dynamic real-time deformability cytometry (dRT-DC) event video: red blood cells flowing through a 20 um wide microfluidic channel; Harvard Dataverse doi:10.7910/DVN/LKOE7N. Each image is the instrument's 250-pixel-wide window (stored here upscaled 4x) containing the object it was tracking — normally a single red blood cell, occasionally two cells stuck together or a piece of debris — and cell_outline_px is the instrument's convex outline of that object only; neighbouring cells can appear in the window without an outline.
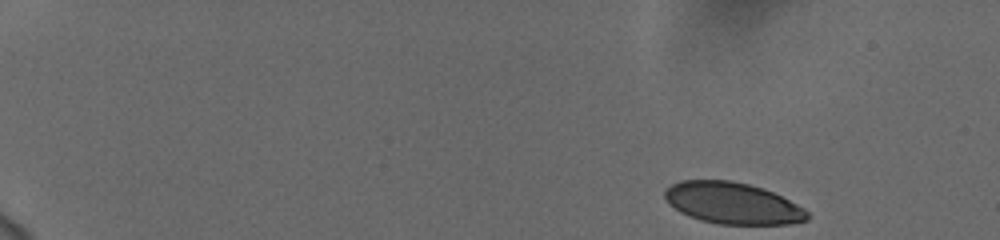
{"species": "human", "species_latin": "Homo sapiens", "temperature_condition": "cold", "stored_images_in_passage": 51, "camera_frame_rate_fps": 3000, "um_per_image_px": 0.085, "donor": {"sex": "female"}, "frame": {"image": 1, "passage_image": 1, "time_ms": 0.0, "image_size_px": [1000, 240], "cell_outline_px": [[808, 220], [788, 224], [716, 224], [700, 220], [688, 216], [680, 212], [664, 196], [664, 192], [672, 184], [680, 180], [732, 180], [764, 188], [804, 208], [808, 212]], "centroid_in_image_um": [62.27, 17.27], "position_along_channel_um": 22.7, "area_um2": 34.28}}
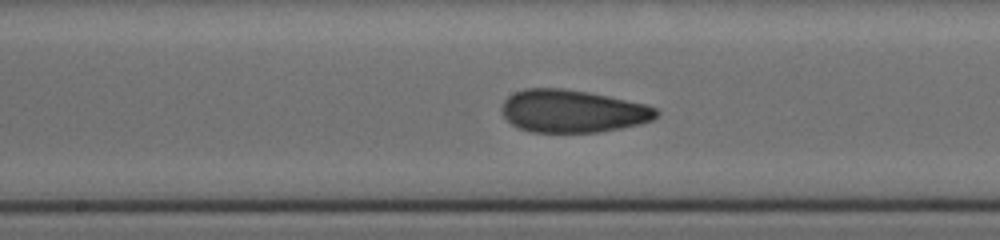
{"frame": {"image": 2, "passage_image": 27, "time_ms": 8.667, "image_size_px": [1000, 240], "cell_outline_px": [[660, 112], [652, 120], [640, 124], [600, 132], [532, 132], [520, 128], [512, 124], [504, 116], [500, 108], [504, 100], [508, 96], [516, 92], [528, 88], [564, 88], [588, 92], [648, 104], [656, 108]], "centroid_in_image_um": [48.69, 9.44], "position_along_channel_um": 199.5, "area_um2": 38.49}}
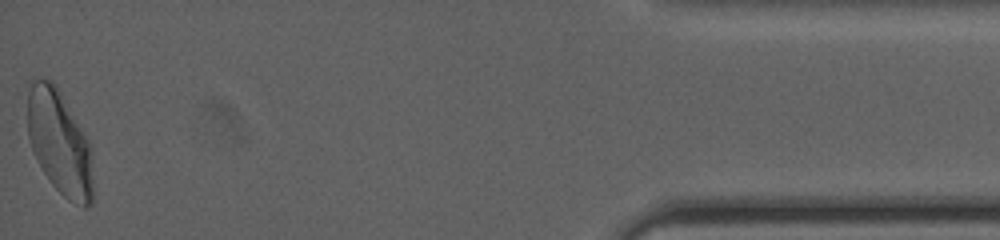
{"frame": {"image": 3, "passage_image": 51, "time_ms": 16.667, "image_size_px": [1000, 240], "cell_outline_px": [[92, 204], [88, 208], [84, 208], [68, 200], [52, 184], [36, 160], [28, 136], [28, 80], [36, 76], [52, 80], [56, 84], [84, 132], [92, 148]], "centroid_in_image_um": [5.06, 12.08], "position_along_channel_um": 430.1, "area_um2": 40.34}, "authors_computed_cell_mechanics": {"area_um2": 37.859, "velocity_mm_per_s": 3.734, "shape_relaxation_time_tau1_ms": 6.0815, "shape_relaxation_time_tau2_ms": 1.1783, "deformation_change_tau1": 0.1575, "deformation_change_tau2": 0.0605}}